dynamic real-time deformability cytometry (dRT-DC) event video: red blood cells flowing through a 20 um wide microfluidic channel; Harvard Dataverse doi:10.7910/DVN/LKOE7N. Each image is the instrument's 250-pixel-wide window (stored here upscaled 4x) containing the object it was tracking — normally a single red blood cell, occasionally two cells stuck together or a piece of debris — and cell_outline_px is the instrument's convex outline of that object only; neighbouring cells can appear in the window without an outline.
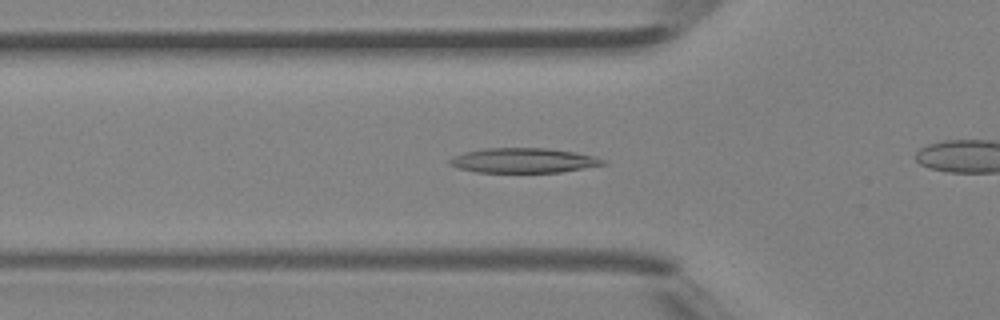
{"species": "Egyptian fruit bat (a non-hibernating species)", "species_latin": "Rousettus aegyptiacus", "temperature_condition": "room temperature", "stored_images_in_passage": 29, "camera_frame_rate_fps": 3000, "um_per_image_px": 0.085, "animal": {"sex": "female"}, "frame": {"image": 1, "passage_image": 8, "time_ms": 2.333, "image_size_px": [1000, 320], "cell_outline_px": [[608, 164], [560, 172], [476, 172], [456, 168], [448, 164], [448, 160], [452, 156], [464, 152], [484, 148], [548, 148], [572, 152], [592, 156], [604, 160]], "centroid_in_image_um": [44.42, 13.64], "position_along_channel_um": 81.4, "area_um2": 22.14}}
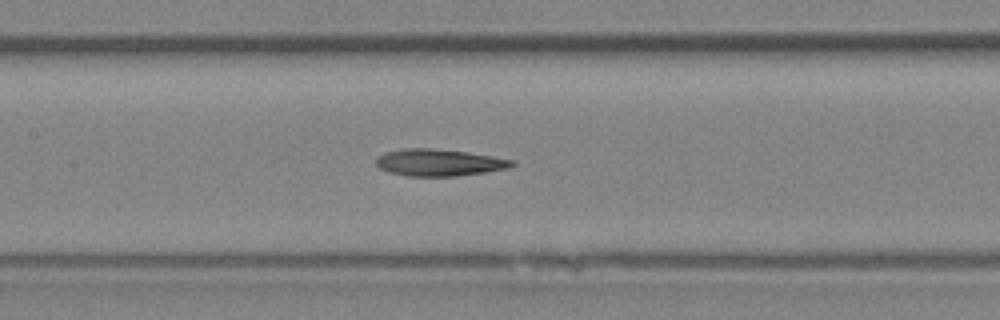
{"frame": {"image": 2, "passage_image": 14, "time_ms": 4.333, "image_size_px": [1000, 320], "cell_outline_px": [[516, 164], [508, 168], [484, 172], [456, 176], [408, 176], [388, 172], [380, 168], [376, 164], [376, 160], [380, 156], [388, 152], [404, 148], [432, 148], [464, 152], [492, 156], [512, 160]], "centroid_in_image_um": [37.31, 13.82], "position_along_channel_um": 170.1, "area_um2": 20.98}}
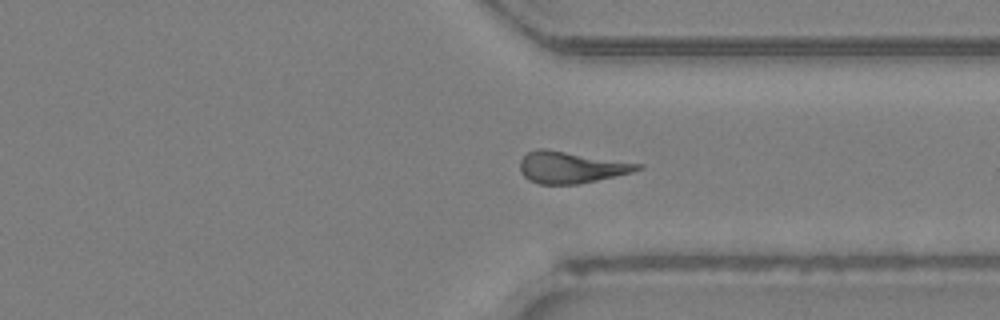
{"frame": {"image": 3, "passage_image": 27, "time_ms": 8.667, "image_size_px": [1000, 320], "cell_outline_px": [[644, 168], [632, 172], [596, 180], [576, 184], [540, 184], [528, 180], [520, 172], [520, 160], [528, 152], [536, 148], [544, 148], [644, 164]], "centroid_in_image_um": [48.53, 14.21], "position_along_channel_um": 362.9, "area_um2": 21.68}}